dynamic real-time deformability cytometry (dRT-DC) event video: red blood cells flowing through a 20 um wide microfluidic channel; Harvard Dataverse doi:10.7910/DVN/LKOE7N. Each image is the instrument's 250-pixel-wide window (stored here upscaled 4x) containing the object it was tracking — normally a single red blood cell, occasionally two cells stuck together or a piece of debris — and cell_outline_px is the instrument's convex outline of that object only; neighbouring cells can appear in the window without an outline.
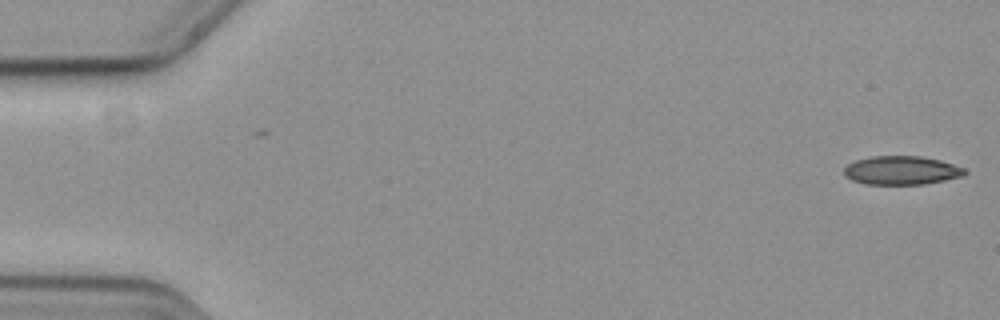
{"species": "common noctule bat (a hibernating species)", "species_latin": "Nyctalus noctula", "temperature_condition": "cold", "stored_images_in_passage": 56, "camera_frame_rate_fps": 3000, "um_per_image_px": 0.085, "animal": {"sex": "female", "body_mass_g": 19.3, "forearm_length_mm": 54.1}, "frame": {"image": 1, "passage_image": 1, "time_ms": 0.0, "image_size_px": [1000, 320], "cell_outline_px": [[968, 172], [960, 176], [944, 180], [924, 184], [868, 184], [852, 180], [844, 176], [844, 168], [848, 164], [856, 160], [872, 156], [920, 156], [940, 160], [964, 168]], "centroid_in_image_um": [76.6, 14.48], "position_along_channel_um": 8.4, "area_um2": 20.0}}
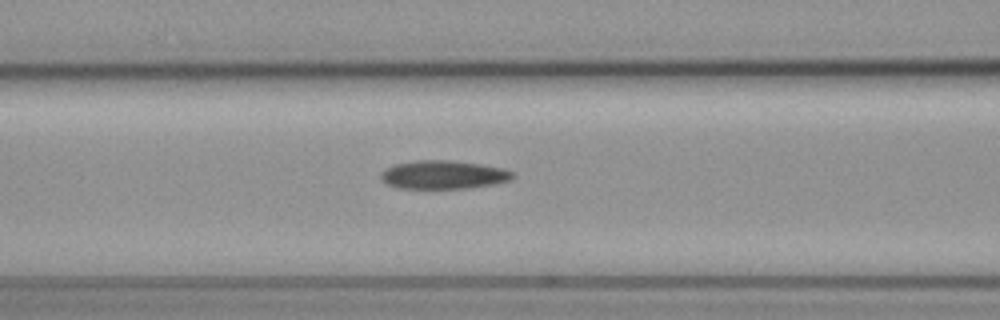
{"frame": {"image": 2, "passage_image": 23, "time_ms": 7.333, "image_size_px": [1000, 320], "cell_outline_px": [[516, 176], [512, 180], [492, 184], [468, 188], [396, 188], [388, 184], [380, 176], [380, 172], [396, 164], [416, 160], [452, 160], [480, 164], [504, 168], [512, 172]], "centroid_in_image_um": [37.73, 14.85], "position_along_channel_um": 128.9, "area_um2": 21.79}}
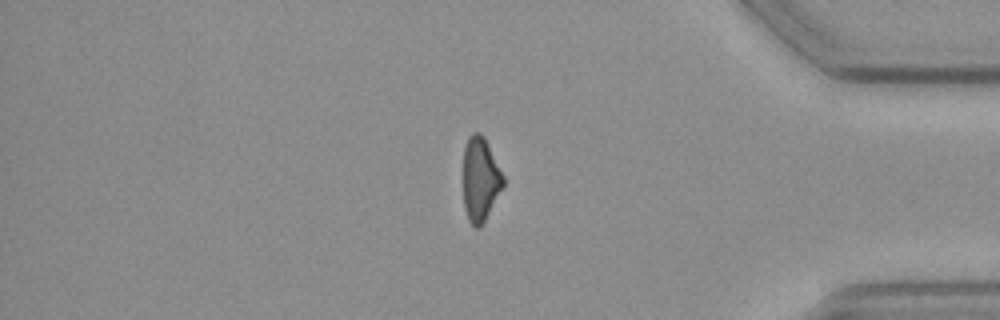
{"frame": {"image": 3, "passage_image": 47, "time_ms": 15.333, "image_size_px": [1000, 320], "cell_outline_px": [[504, 184], [480, 228], [476, 228], [468, 220], [464, 208], [464, 148], [468, 136], [472, 132], [480, 132], [484, 136], [504, 176]], "centroid_in_image_um": [40.82, 15.21], "position_along_channel_um": 394.4, "area_um2": 19.42}}